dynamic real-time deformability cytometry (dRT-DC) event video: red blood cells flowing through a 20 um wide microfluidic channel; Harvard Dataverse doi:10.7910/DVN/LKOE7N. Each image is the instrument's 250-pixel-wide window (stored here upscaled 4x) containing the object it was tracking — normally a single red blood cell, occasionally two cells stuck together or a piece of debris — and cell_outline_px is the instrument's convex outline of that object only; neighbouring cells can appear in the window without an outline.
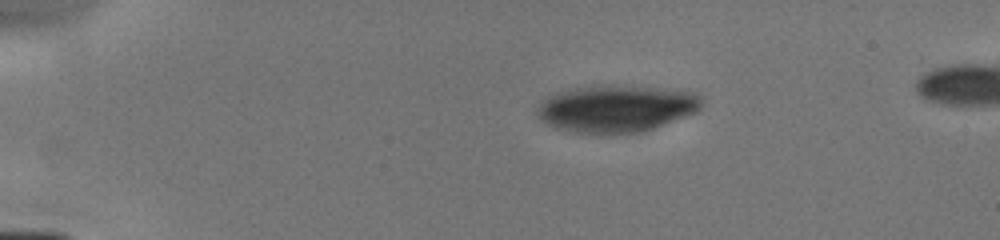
{"species": "human", "species_latin": "Homo sapiens", "temperature_condition": "cold", "stored_images_in_passage": 3, "camera_frame_rate_fps": 3000, "um_per_image_px": 0.085, "donor": {"sex": "male"}, "frame": {"image": 1, "passage_image": 1, "time_ms": 0.0, "image_size_px": [1000, 240], "cell_outline_px": [[704, 100], [700, 108], [696, 112], [652, 128], [640, 132], [612, 136], [576, 132], [552, 128], [540, 120], [536, 116], [536, 108], [548, 96], [560, 92], [576, 88], [656, 88], [696, 92], [704, 96]], "centroid_in_image_um": [52.37, 9.3], "position_along_channel_um": 32.6, "area_um2": 44.56}}